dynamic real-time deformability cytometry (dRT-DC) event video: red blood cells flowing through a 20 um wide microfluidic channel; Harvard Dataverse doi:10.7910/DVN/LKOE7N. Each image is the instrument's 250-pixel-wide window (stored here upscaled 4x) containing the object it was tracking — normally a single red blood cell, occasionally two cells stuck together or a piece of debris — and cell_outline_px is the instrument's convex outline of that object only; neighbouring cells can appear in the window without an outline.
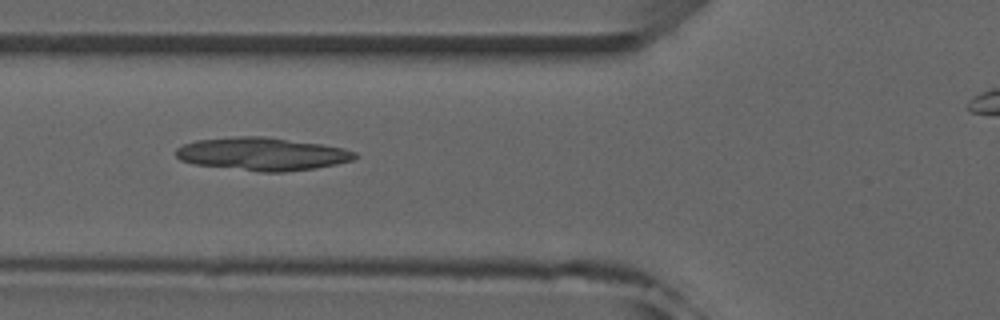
{"species": "common noctule bat (a hibernating species)", "species_latin": "Nyctalus noctula", "temperature_condition": "room temperature", "stored_images_in_passage": 6, "camera_frame_rate_fps": 3000, "um_per_image_px": 0.085, "animal": {"sex": "male", "forearm_length_mm": 52.5}, "frame": {"image": 1, "passage_image": 4, "time_ms": 3.333, "image_size_px": [1000, 320], "cell_outline_px": [[356, 156], [352, 160], [336, 164], [316, 168], [284, 172], [260, 172], [192, 164], [180, 160], [176, 156], [176, 148], [184, 144], [196, 140], [236, 136], [264, 136], [320, 144], [344, 148], [356, 152]], "centroid_in_image_um": [22.25, 13.09], "position_along_channel_um": 103.5, "area_um2": 34.45}}
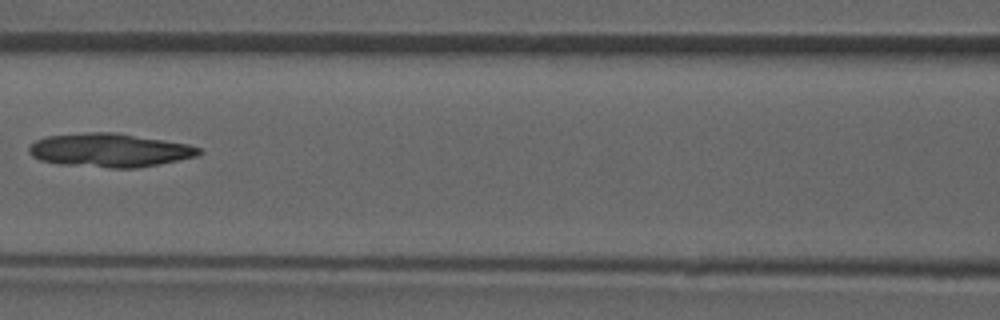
{"frame": {"image": 2, "passage_image": 5, "time_ms": 4.667, "image_size_px": [1000, 320], "cell_outline_px": [[204, 152], [200, 156], [136, 168], [108, 168], [64, 164], [40, 160], [32, 156], [28, 152], [28, 148], [36, 140], [44, 136], [84, 132], [116, 132], [188, 144], [200, 148]], "centroid_in_image_um": [9.34, 12.76], "position_along_channel_um": 157.3, "area_um2": 33.47}}